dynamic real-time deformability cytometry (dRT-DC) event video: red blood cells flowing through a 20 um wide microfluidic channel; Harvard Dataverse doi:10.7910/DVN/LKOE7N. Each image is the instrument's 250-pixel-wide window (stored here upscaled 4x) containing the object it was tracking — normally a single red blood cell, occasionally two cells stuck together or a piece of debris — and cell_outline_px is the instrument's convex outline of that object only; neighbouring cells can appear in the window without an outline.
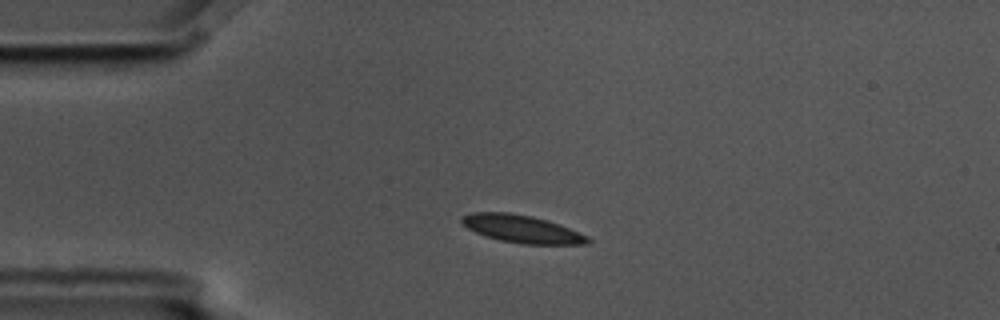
{"species": "common noctule bat (a hibernating species)", "species_latin": "Nyctalus noctula", "temperature_condition": "cold", "stored_images_in_passage": 3, "camera_frame_rate_fps": 3000, "um_per_image_px": 0.085, "animal": {"sex": "male", "body_mass_g": 17.5, "forearm_length_mm": 52.3}, "frame": {"image": 1, "passage_image": 1, "time_ms": 0.0, "image_size_px": [1000, 320], "cell_outline_px": [[592, 240], [588, 244], [524, 244], [500, 240], [476, 232], [468, 228], [460, 220], [460, 216], [472, 212], [508, 212], [532, 216], [548, 220], [560, 224], [588, 236]], "centroid_in_image_um": [44.38, 19.45], "position_along_channel_um": 40.6, "area_um2": 20.29}}